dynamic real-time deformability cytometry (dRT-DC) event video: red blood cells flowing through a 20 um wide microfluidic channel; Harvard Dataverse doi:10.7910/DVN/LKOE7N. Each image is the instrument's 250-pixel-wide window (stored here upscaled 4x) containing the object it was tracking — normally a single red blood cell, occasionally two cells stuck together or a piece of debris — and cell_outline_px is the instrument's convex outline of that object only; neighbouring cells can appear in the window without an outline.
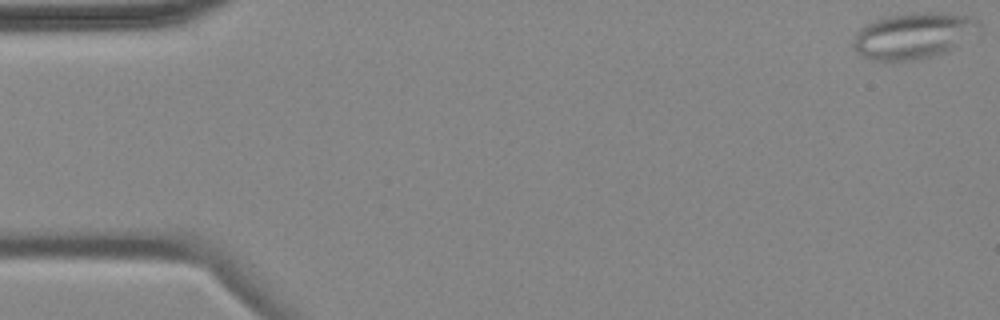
{"species": "common noctule bat (a hibernating species)", "species_latin": "Nyctalus noctula", "temperature_condition": "cold", "stored_images_in_passage": 5, "camera_frame_rate_fps": 3000, "um_per_image_px": 0.085, "animal": {"sex": "female", "body_mass_g": 18.4}, "frame": {"image": 1, "passage_image": 1, "time_ms": 0.0, "image_size_px": [1000, 320], "cell_outline_px": [[980, 32], [952, 48], [944, 52], [916, 60], [872, 60], [864, 56], [852, 44], [852, 36], [864, 24], [872, 20], [888, 16], [912, 12], [940, 12], [972, 16], [980, 20]], "centroid_in_image_um": [77.67, 2.99], "position_along_channel_um": 7.3, "area_um2": 33.99}}